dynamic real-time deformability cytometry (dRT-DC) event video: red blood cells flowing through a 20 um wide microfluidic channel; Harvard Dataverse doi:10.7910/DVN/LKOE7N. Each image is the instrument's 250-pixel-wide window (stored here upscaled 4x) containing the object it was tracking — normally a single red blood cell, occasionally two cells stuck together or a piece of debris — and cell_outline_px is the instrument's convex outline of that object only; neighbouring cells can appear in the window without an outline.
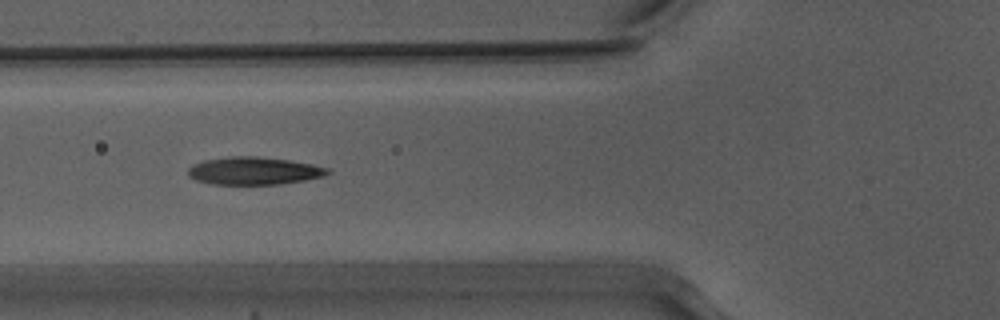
{"species": "Egyptian fruit bat (a non-hibernating species)", "species_latin": "Rousettus aegyptiacus", "temperature_condition": "warm", "stored_images_in_passage": 13, "camera_frame_rate_fps": 3000, "um_per_image_px": 0.085, "animal": {"sex": "male"}, "frame": {"image": 1, "passage_image": 6, "time_ms": 1.667, "image_size_px": [1000, 320], "cell_outline_px": [[332, 172], [324, 176], [304, 180], [280, 184], [212, 184], [196, 180], [188, 176], [188, 168], [192, 164], [204, 160], [232, 156], [256, 156], [288, 160], [312, 164], [328, 168]], "centroid_in_image_um": [21.57, 14.52], "position_along_channel_um": 104.2, "area_um2": 22.48}}